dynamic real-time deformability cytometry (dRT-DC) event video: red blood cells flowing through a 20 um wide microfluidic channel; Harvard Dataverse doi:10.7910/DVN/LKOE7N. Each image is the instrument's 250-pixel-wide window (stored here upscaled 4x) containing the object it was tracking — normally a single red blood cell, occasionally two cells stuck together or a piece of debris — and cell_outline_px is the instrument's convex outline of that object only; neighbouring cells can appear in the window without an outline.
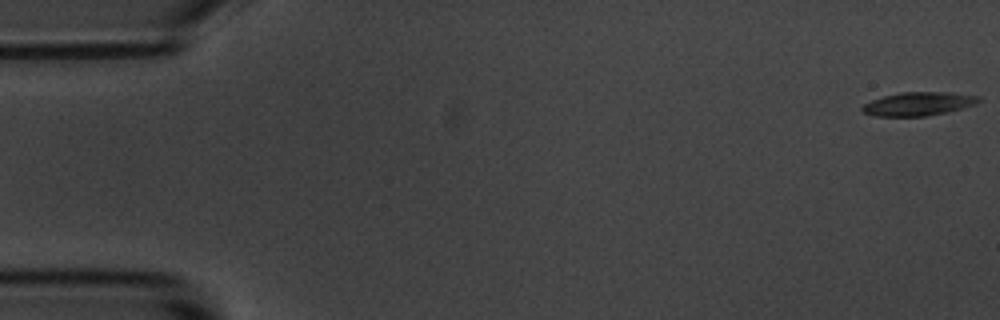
{"species": "common noctule bat (a hibernating species)", "species_latin": "Nyctalus noctula", "temperature_condition": "room temperature", "stored_images_in_passage": 55, "camera_frame_rate_fps": 3000, "um_per_image_px": 0.085, "animal": {"sex": "male", "body_mass_g": 20.1, "forearm_length_mm": 53.5}, "frame": {"image": 1, "passage_image": 1, "time_ms": 0.0, "image_size_px": [1000, 320], "cell_outline_px": [[980, 100], [976, 104], [928, 116], [876, 116], [864, 112], [860, 108], [864, 104], [872, 100], [884, 96], [900, 92], [948, 92], [980, 96]], "centroid_in_image_um": [78.05, 8.82], "position_along_channel_um": 6.9, "area_um2": 15.78}}
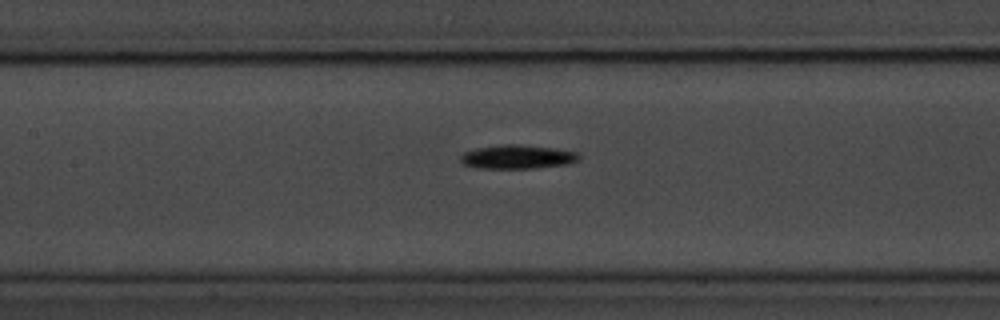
{"frame": {"image": 2, "passage_image": 25, "time_ms": 8.0, "image_size_px": [1000, 320], "cell_outline_px": [[580, 160], [568, 164], [536, 168], [476, 168], [464, 164], [460, 160], [460, 156], [464, 152], [476, 148], [504, 144], [516, 144], [552, 148], [580, 152]], "centroid_in_image_um": [44.01, 13.33], "position_along_channel_um": 163.4, "area_um2": 16.53}}
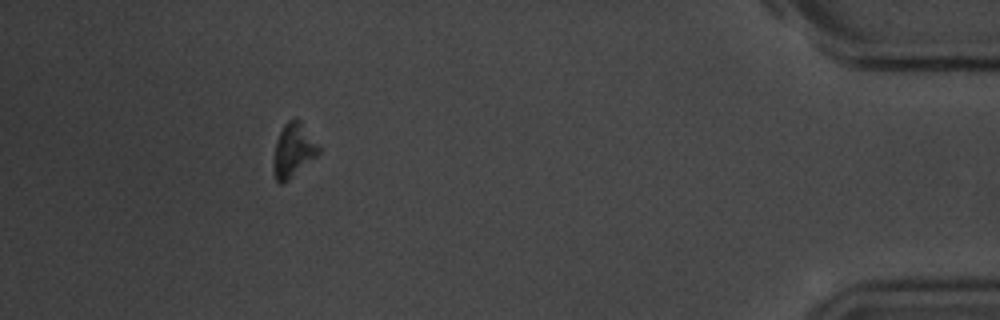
{"frame": {"image": 3, "passage_image": 50, "time_ms": 16.333, "image_size_px": [1000, 320], "cell_outline_px": [[320, 152], [316, 156], [288, 180], [280, 184], [276, 180], [272, 172], [272, 164], [276, 140], [284, 124], [288, 120], [300, 120], [320, 148]], "centroid_in_image_um": [24.89, 12.8], "position_along_channel_um": 410.3, "area_um2": 13.99}, "authors_computed_cell_mechanics": {"area_um2": 15.4326, "velocity_mm_per_s": 3.6642, "shape_relaxation_time_tau1_ms": 3.7312, "shape_relaxation_time_tau2_ms": null, "deformation_change_tau1": 0.1487, "deformation_change_tau2": null}}